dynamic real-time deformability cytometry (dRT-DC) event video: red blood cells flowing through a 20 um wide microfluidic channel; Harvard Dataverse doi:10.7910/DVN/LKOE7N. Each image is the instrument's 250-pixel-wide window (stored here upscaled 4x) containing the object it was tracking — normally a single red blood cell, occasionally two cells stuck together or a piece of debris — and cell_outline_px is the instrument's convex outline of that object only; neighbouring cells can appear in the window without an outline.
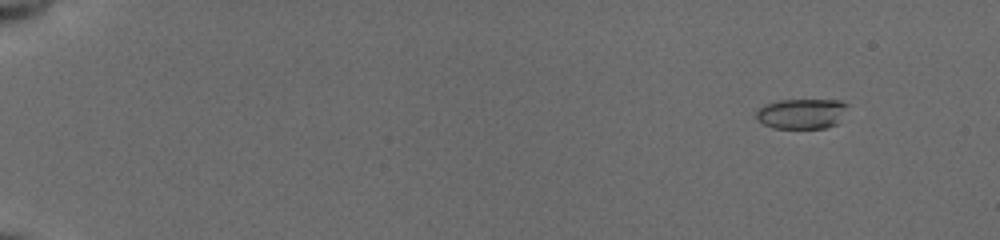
{"species": "common noctule bat (a hibernating species)", "species_latin": "Nyctalus noctula", "temperature_condition": "cold", "stored_images_in_passage": 56, "camera_frame_rate_fps": 3000, "um_per_image_px": 0.085, "animal": {"sex": "female", "body_mass_g": 19.5, "forearm_length_mm": 54.1}, "frame": {"image": 1, "passage_image": 7, "time_ms": 2.0, "image_size_px": [1000, 240], "cell_outline_px": [[848, 104], [836, 124], [824, 128], [772, 128], [756, 120], [756, 112], [764, 104], [780, 100], [840, 100]], "centroid_in_image_um": [68.09, 9.66], "position_along_channel_um": 16.9, "area_um2": 15.95}}
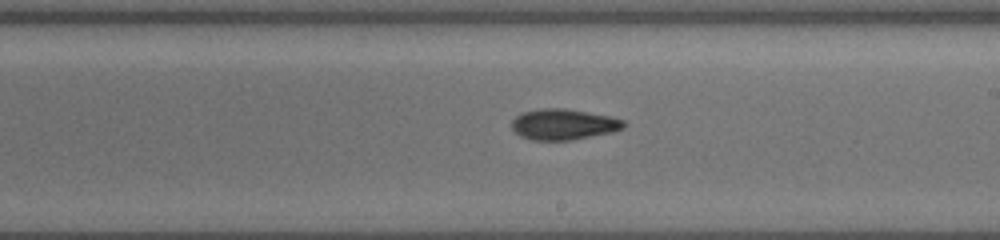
{"frame": {"image": 2, "passage_image": 36, "time_ms": 11.667, "image_size_px": [1000, 240], "cell_outline_px": [[628, 124], [624, 128], [612, 132], [572, 140], [532, 140], [520, 136], [512, 128], [512, 120], [516, 116], [524, 112], [544, 108], [564, 108], [608, 116], [624, 120]], "centroid_in_image_um": [47.92, 10.58], "position_along_channel_um": 241.1, "area_um2": 20.0}}
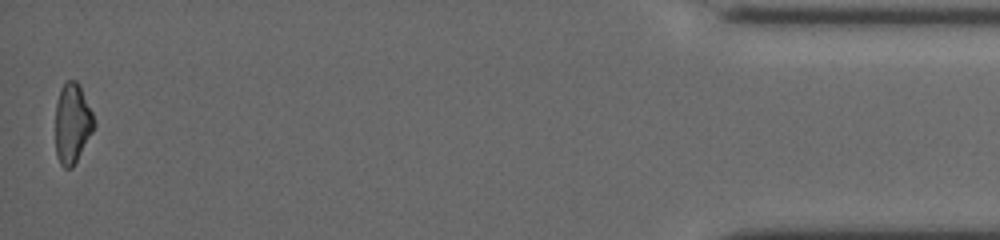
{"frame": {"image": 3, "passage_image": 56, "time_ms": 18.333, "image_size_px": [1000, 240], "cell_outline_px": [[96, 124], [92, 132], [72, 168], [64, 168], [60, 164], [56, 156], [56, 104], [60, 88], [68, 80], [76, 80], [80, 84], [92, 112]], "centroid_in_image_um": [6.15, 10.47], "position_along_channel_um": 429.1, "area_um2": 17.98}, "authors_computed_cell_mechanics": {"area_um2": 18.5249, "velocity_mm_per_s": 3.9397, "shape_relaxation_time_tau1_ms": 7.5883, "shape_relaxation_time_tau2_ms": 5.9278, "deformation_change_tau1": 0.1897, "deformation_change_tau2": 0.1349}}